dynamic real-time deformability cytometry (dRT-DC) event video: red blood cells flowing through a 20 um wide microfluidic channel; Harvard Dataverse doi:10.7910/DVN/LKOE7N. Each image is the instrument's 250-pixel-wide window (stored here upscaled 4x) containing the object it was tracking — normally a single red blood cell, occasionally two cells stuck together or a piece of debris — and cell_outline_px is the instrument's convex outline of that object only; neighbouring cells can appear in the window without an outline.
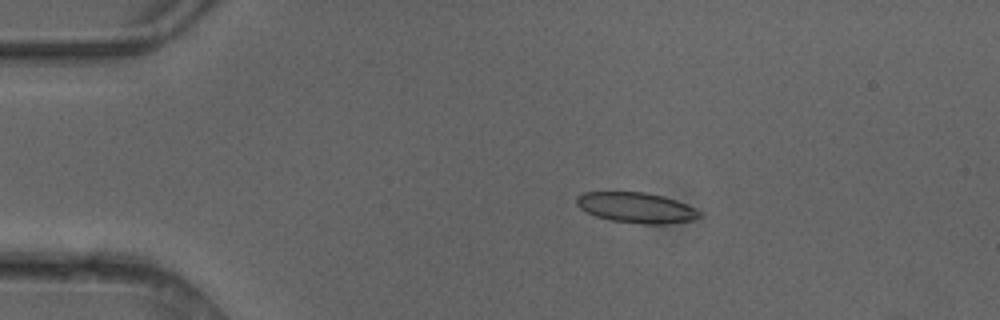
{"species": "common noctule bat (a hibernating species)", "species_latin": "Nyctalus noctula", "temperature_condition": "cold", "stored_images_in_passage": 4, "camera_frame_rate_fps": 3000, "um_per_image_px": 0.085, "animal": {"sex": "female"}, "frame": {"image": 1, "passage_image": 1, "time_ms": 0.0, "image_size_px": [1000, 320], "cell_outline_px": [[704, 216], [692, 220], [660, 224], [644, 224], [612, 220], [596, 216], [580, 208], [576, 204], [576, 196], [584, 192], [644, 192], [664, 196], [676, 200], [696, 208], [704, 212]], "centroid_in_image_um": [54.13, 17.64], "position_along_channel_um": 30.9, "area_um2": 21.85}}
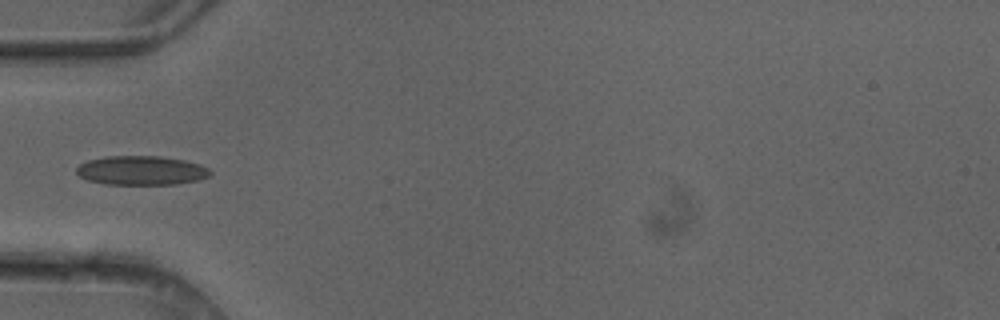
{"frame": {"image": 2, "passage_image": 3, "time_ms": 0.667, "image_size_px": [1000, 320], "cell_outline_px": [[212, 172], [208, 176], [200, 180], [176, 184], [104, 184], [88, 180], [80, 176], [76, 172], [76, 168], [80, 164], [88, 160], [108, 156], [160, 156], [184, 160], [200, 164], [208, 168]], "centroid_in_image_um": [12.03, 14.49], "position_along_channel_um": 73.0, "area_um2": 22.72}}
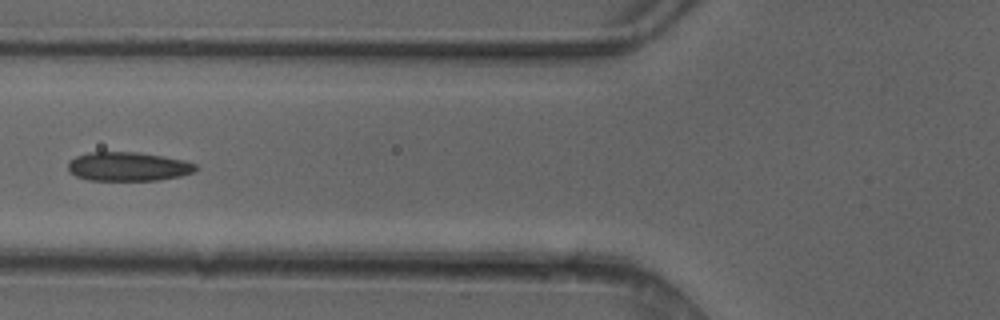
{"frame": {"image": 3, "passage_image": 4, "time_ms": 1.0, "image_size_px": [1000, 320], "cell_outline_px": [[200, 168], [196, 172], [180, 176], [160, 180], [88, 180], [76, 176], [68, 172], [68, 164], [76, 156], [88, 152], [140, 152], [164, 156], [184, 160], [196, 164]], "centroid_in_image_um": [10.93, 14.15], "position_along_channel_um": 114.9, "area_um2": 21.79}}